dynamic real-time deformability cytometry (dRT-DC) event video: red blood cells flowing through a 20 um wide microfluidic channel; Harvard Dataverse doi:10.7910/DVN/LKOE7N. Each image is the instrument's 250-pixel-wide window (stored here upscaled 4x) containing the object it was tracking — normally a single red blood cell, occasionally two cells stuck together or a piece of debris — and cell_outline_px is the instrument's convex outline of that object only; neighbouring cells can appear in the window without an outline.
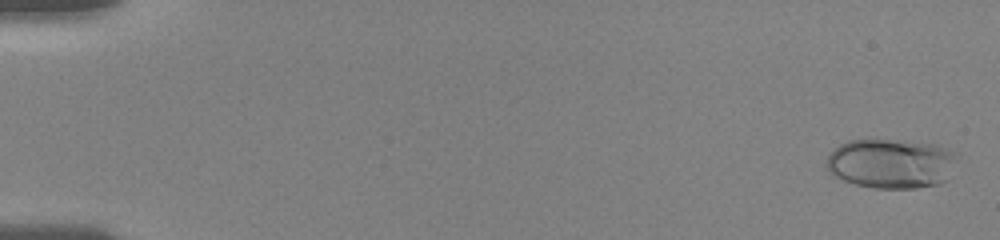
{"species": "human", "species_latin": "Homo sapiens", "temperature_condition": "room temperature", "stored_images_in_passage": 16, "camera_frame_rate_fps": 3000, "um_per_image_px": 0.085, "donor": {"sex": "female"}, "frame": {"image": 1, "passage_image": 1, "time_ms": 0.0, "image_size_px": [1000, 240], "cell_outline_px": [[956, 156], [948, 180], [940, 184], [916, 188], [876, 188], [856, 184], [844, 180], [828, 172], [824, 164], [828, 156], [840, 144], [848, 140], [896, 140], [936, 144], [956, 152]], "centroid_in_image_um": [75.75, 13.9], "position_along_channel_um": 9.3, "area_um2": 37.86}}
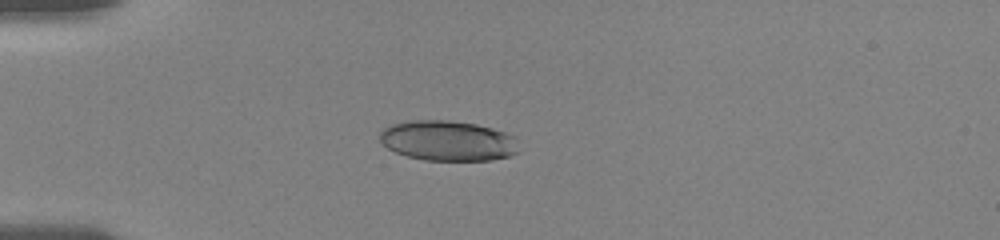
{"frame": {"image": 2, "passage_image": 11, "time_ms": 4.667, "image_size_px": [1000, 240], "cell_outline_px": [[516, 152], [508, 156], [492, 160], [424, 160], [408, 156], [396, 152], [380, 144], [380, 132], [384, 128], [392, 124], [412, 120], [448, 120], [476, 124], [492, 128], [516, 136]], "centroid_in_image_um": [38.04, 11.96], "position_along_channel_um": 47.0, "area_um2": 32.48}}
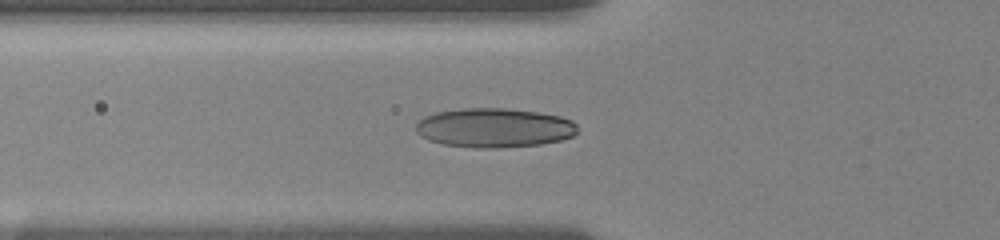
{"frame": {"image": 3, "passage_image": 15, "time_ms": 6.333, "image_size_px": [1000, 240], "cell_outline_px": [[580, 132], [572, 136], [560, 140], [540, 144], [496, 148], [476, 148], [444, 144], [428, 140], [420, 136], [416, 132], [416, 124], [424, 116], [436, 112], [460, 108], [504, 108], [540, 112], [560, 116], [572, 120], [576, 124]], "centroid_in_image_um": [42.02, 10.85], "position_along_channel_um": 83.8, "area_um2": 37.28}}